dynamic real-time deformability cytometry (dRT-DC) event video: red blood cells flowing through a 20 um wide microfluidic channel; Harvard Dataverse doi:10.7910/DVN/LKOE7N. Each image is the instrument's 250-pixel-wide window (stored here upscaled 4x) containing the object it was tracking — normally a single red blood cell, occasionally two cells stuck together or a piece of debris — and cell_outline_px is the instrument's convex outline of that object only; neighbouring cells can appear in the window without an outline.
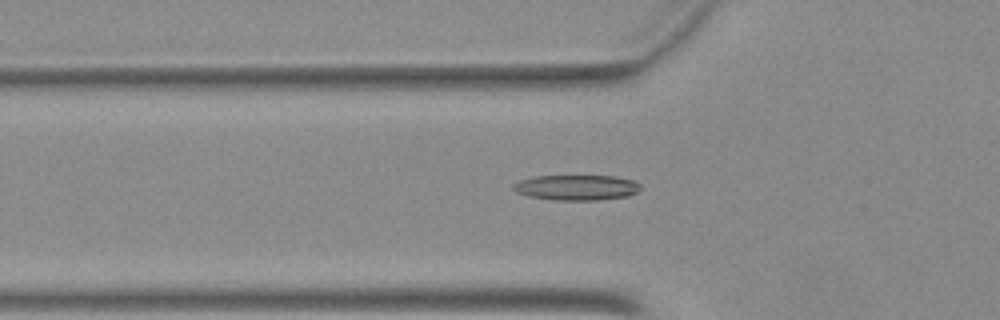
{"species": "Egyptian fruit bat (a non-hibernating species)", "species_latin": "Rousettus aegyptiacus", "temperature_condition": "warm", "stored_images_in_passage": 6, "camera_frame_rate_fps": 3000, "um_per_image_px": 0.085, "animal": {"sex": "female"}, "frame": {"image": 1, "passage_image": 5, "time_ms": 1.333, "image_size_px": [1000, 320], "cell_outline_px": [[640, 188], [636, 192], [628, 196], [596, 200], [556, 200], [528, 196], [516, 192], [512, 188], [512, 184], [520, 180], [536, 176], [612, 176], [632, 180], [640, 184]], "centroid_in_image_um": [48.97, 15.94], "position_along_channel_um": 76.8, "area_um2": 18.67}}